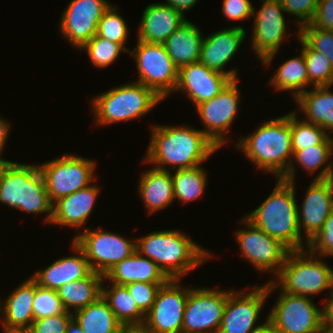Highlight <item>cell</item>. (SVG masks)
I'll list each match as a JSON object with an SVG mask.
<instances>
[{"mask_svg": "<svg viewBox=\"0 0 333 333\" xmlns=\"http://www.w3.org/2000/svg\"><path fill=\"white\" fill-rule=\"evenodd\" d=\"M228 290L190 288L184 308L182 333H218Z\"/></svg>", "mask_w": 333, "mask_h": 333, "instance_id": "15", "label": "cell"}, {"mask_svg": "<svg viewBox=\"0 0 333 333\" xmlns=\"http://www.w3.org/2000/svg\"><path fill=\"white\" fill-rule=\"evenodd\" d=\"M277 180L273 192L244 217L270 237L278 240L289 251L307 249L308 243H304L298 224L296 181L288 182L281 178Z\"/></svg>", "mask_w": 333, "mask_h": 333, "instance_id": "3", "label": "cell"}, {"mask_svg": "<svg viewBox=\"0 0 333 333\" xmlns=\"http://www.w3.org/2000/svg\"><path fill=\"white\" fill-rule=\"evenodd\" d=\"M73 317L85 333H118L123 327L103 296L85 308L75 311Z\"/></svg>", "mask_w": 333, "mask_h": 333, "instance_id": "33", "label": "cell"}, {"mask_svg": "<svg viewBox=\"0 0 333 333\" xmlns=\"http://www.w3.org/2000/svg\"><path fill=\"white\" fill-rule=\"evenodd\" d=\"M260 10L253 8V34L251 49L262 65L267 68L274 60L287 34L285 11L279 0H261ZM257 11V12H255Z\"/></svg>", "mask_w": 333, "mask_h": 333, "instance_id": "13", "label": "cell"}, {"mask_svg": "<svg viewBox=\"0 0 333 333\" xmlns=\"http://www.w3.org/2000/svg\"><path fill=\"white\" fill-rule=\"evenodd\" d=\"M3 331L4 333H35L31 327L11 328Z\"/></svg>", "mask_w": 333, "mask_h": 333, "instance_id": "53", "label": "cell"}, {"mask_svg": "<svg viewBox=\"0 0 333 333\" xmlns=\"http://www.w3.org/2000/svg\"><path fill=\"white\" fill-rule=\"evenodd\" d=\"M128 54L136 61L138 83L152 89L163 100L174 93L178 67L162 43H147L137 39V46Z\"/></svg>", "mask_w": 333, "mask_h": 333, "instance_id": "11", "label": "cell"}, {"mask_svg": "<svg viewBox=\"0 0 333 333\" xmlns=\"http://www.w3.org/2000/svg\"><path fill=\"white\" fill-rule=\"evenodd\" d=\"M0 203L32 215L46 213L43 221L51 224L53 203L38 165L0 162Z\"/></svg>", "mask_w": 333, "mask_h": 333, "instance_id": "5", "label": "cell"}, {"mask_svg": "<svg viewBox=\"0 0 333 333\" xmlns=\"http://www.w3.org/2000/svg\"><path fill=\"white\" fill-rule=\"evenodd\" d=\"M298 40L302 43L300 49L303 52L308 74V85L312 87L332 86L333 85V67L328 58L313 50L299 35Z\"/></svg>", "mask_w": 333, "mask_h": 333, "instance_id": "37", "label": "cell"}, {"mask_svg": "<svg viewBox=\"0 0 333 333\" xmlns=\"http://www.w3.org/2000/svg\"><path fill=\"white\" fill-rule=\"evenodd\" d=\"M80 51H87L90 62L97 68H107L117 60L122 52L127 50L118 43L111 42L95 34Z\"/></svg>", "mask_w": 333, "mask_h": 333, "instance_id": "38", "label": "cell"}, {"mask_svg": "<svg viewBox=\"0 0 333 333\" xmlns=\"http://www.w3.org/2000/svg\"><path fill=\"white\" fill-rule=\"evenodd\" d=\"M100 188L96 184L59 198L53 203L51 223L78 230L87 223L95 206Z\"/></svg>", "mask_w": 333, "mask_h": 333, "instance_id": "22", "label": "cell"}, {"mask_svg": "<svg viewBox=\"0 0 333 333\" xmlns=\"http://www.w3.org/2000/svg\"><path fill=\"white\" fill-rule=\"evenodd\" d=\"M187 18L166 3H153L144 9L137 39L147 43H164Z\"/></svg>", "mask_w": 333, "mask_h": 333, "instance_id": "24", "label": "cell"}, {"mask_svg": "<svg viewBox=\"0 0 333 333\" xmlns=\"http://www.w3.org/2000/svg\"><path fill=\"white\" fill-rule=\"evenodd\" d=\"M235 149L261 171L282 178L293 158L290 112L264 121L252 135L238 138Z\"/></svg>", "mask_w": 333, "mask_h": 333, "instance_id": "4", "label": "cell"}, {"mask_svg": "<svg viewBox=\"0 0 333 333\" xmlns=\"http://www.w3.org/2000/svg\"><path fill=\"white\" fill-rule=\"evenodd\" d=\"M313 27L333 31V0H320L313 20Z\"/></svg>", "mask_w": 333, "mask_h": 333, "instance_id": "47", "label": "cell"}, {"mask_svg": "<svg viewBox=\"0 0 333 333\" xmlns=\"http://www.w3.org/2000/svg\"><path fill=\"white\" fill-rule=\"evenodd\" d=\"M323 322L326 333H333V290L329 292L328 299L323 301Z\"/></svg>", "mask_w": 333, "mask_h": 333, "instance_id": "48", "label": "cell"}, {"mask_svg": "<svg viewBox=\"0 0 333 333\" xmlns=\"http://www.w3.org/2000/svg\"><path fill=\"white\" fill-rule=\"evenodd\" d=\"M104 280L127 285L133 282L166 283L169 278L157 263L135 251L131 256L111 267L104 275Z\"/></svg>", "mask_w": 333, "mask_h": 333, "instance_id": "26", "label": "cell"}, {"mask_svg": "<svg viewBox=\"0 0 333 333\" xmlns=\"http://www.w3.org/2000/svg\"><path fill=\"white\" fill-rule=\"evenodd\" d=\"M253 8L250 0H223L221 12L229 21H246L253 16Z\"/></svg>", "mask_w": 333, "mask_h": 333, "instance_id": "46", "label": "cell"}, {"mask_svg": "<svg viewBox=\"0 0 333 333\" xmlns=\"http://www.w3.org/2000/svg\"><path fill=\"white\" fill-rule=\"evenodd\" d=\"M96 164L90 158L67 153L38 165L51 202L91 185Z\"/></svg>", "mask_w": 333, "mask_h": 333, "instance_id": "9", "label": "cell"}, {"mask_svg": "<svg viewBox=\"0 0 333 333\" xmlns=\"http://www.w3.org/2000/svg\"><path fill=\"white\" fill-rule=\"evenodd\" d=\"M118 333H148L143 326L122 327Z\"/></svg>", "mask_w": 333, "mask_h": 333, "instance_id": "52", "label": "cell"}, {"mask_svg": "<svg viewBox=\"0 0 333 333\" xmlns=\"http://www.w3.org/2000/svg\"><path fill=\"white\" fill-rule=\"evenodd\" d=\"M299 36L313 50L324 54L333 67V31L322 30L307 24L299 29Z\"/></svg>", "mask_w": 333, "mask_h": 333, "instance_id": "41", "label": "cell"}, {"mask_svg": "<svg viewBox=\"0 0 333 333\" xmlns=\"http://www.w3.org/2000/svg\"><path fill=\"white\" fill-rule=\"evenodd\" d=\"M307 249L323 258L333 256V211L327 217L321 230L308 242Z\"/></svg>", "mask_w": 333, "mask_h": 333, "instance_id": "43", "label": "cell"}, {"mask_svg": "<svg viewBox=\"0 0 333 333\" xmlns=\"http://www.w3.org/2000/svg\"><path fill=\"white\" fill-rule=\"evenodd\" d=\"M73 314L65 311L62 314L34 320L31 328L35 333H66V327Z\"/></svg>", "mask_w": 333, "mask_h": 333, "instance_id": "45", "label": "cell"}, {"mask_svg": "<svg viewBox=\"0 0 333 333\" xmlns=\"http://www.w3.org/2000/svg\"><path fill=\"white\" fill-rule=\"evenodd\" d=\"M164 284L165 283L133 282L125 286L138 308L146 315L155 301L159 288Z\"/></svg>", "mask_w": 333, "mask_h": 333, "instance_id": "44", "label": "cell"}, {"mask_svg": "<svg viewBox=\"0 0 333 333\" xmlns=\"http://www.w3.org/2000/svg\"><path fill=\"white\" fill-rule=\"evenodd\" d=\"M285 13L288 15H294L297 19V32L299 35V29L302 26L310 24L314 18L317 4L320 0H279Z\"/></svg>", "mask_w": 333, "mask_h": 333, "instance_id": "42", "label": "cell"}, {"mask_svg": "<svg viewBox=\"0 0 333 333\" xmlns=\"http://www.w3.org/2000/svg\"><path fill=\"white\" fill-rule=\"evenodd\" d=\"M103 279L104 275L91 271L86 277L59 287L56 291L65 311L73 314L95 302L102 296Z\"/></svg>", "mask_w": 333, "mask_h": 333, "instance_id": "30", "label": "cell"}, {"mask_svg": "<svg viewBox=\"0 0 333 333\" xmlns=\"http://www.w3.org/2000/svg\"><path fill=\"white\" fill-rule=\"evenodd\" d=\"M238 80H231L216 97L196 106V111L204 125V129L201 130L219 149L229 142L226 133L229 132L240 111L242 93L238 88Z\"/></svg>", "mask_w": 333, "mask_h": 333, "instance_id": "16", "label": "cell"}, {"mask_svg": "<svg viewBox=\"0 0 333 333\" xmlns=\"http://www.w3.org/2000/svg\"><path fill=\"white\" fill-rule=\"evenodd\" d=\"M35 291L36 281L29 277L9 294L5 302L0 300V304L3 303L0 305L2 330L32 326Z\"/></svg>", "mask_w": 333, "mask_h": 333, "instance_id": "25", "label": "cell"}, {"mask_svg": "<svg viewBox=\"0 0 333 333\" xmlns=\"http://www.w3.org/2000/svg\"><path fill=\"white\" fill-rule=\"evenodd\" d=\"M197 2L199 0H165L164 3L180 11L185 16V12L193 8Z\"/></svg>", "mask_w": 333, "mask_h": 333, "instance_id": "50", "label": "cell"}, {"mask_svg": "<svg viewBox=\"0 0 333 333\" xmlns=\"http://www.w3.org/2000/svg\"><path fill=\"white\" fill-rule=\"evenodd\" d=\"M173 173L171 171L175 200L184 204L202 197L208 185L206 168L199 165L190 169H177Z\"/></svg>", "mask_w": 333, "mask_h": 333, "instance_id": "35", "label": "cell"}, {"mask_svg": "<svg viewBox=\"0 0 333 333\" xmlns=\"http://www.w3.org/2000/svg\"><path fill=\"white\" fill-rule=\"evenodd\" d=\"M71 244L72 252L76 255L59 258L31 275L39 287L57 290L67 282L86 277L92 271L84 252L73 241Z\"/></svg>", "mask_w": 333, "mask_h": 333, "instance_id": "23", "label": "cell"}, {"mask_svg": "<svg viewBox=\"0 0 333 333\" xmlns=\"http://www.w3.org/2000/svg\"><path fill=\"white\" fill-rule=\"evenodd\" d=\"M306 191L302 205L297 206V211L301 235L304 232L305 243H308L321 230L333 211V178L313 179Z\"/></svg>", "mask_w": 333, "mask_h": 333, "instance_id": "20", "label": "cell"}, {"mask_svg": "<svg viewBox=\"0 0 333 333\" xmlns=\"http://www.w3.org/2000/svg\"><path fill=\"white\" fill-rule=\"evenodd\" d=\"M330 87H312L295 99L298 109L305 114L303 120L321 126L327 133H333V91Z\"/></svg>", "mask_w": 333, "mask_h": 333, "instance_id": "29", "label": "cell"}, {"mask_svg": "<svg viewBox=\"0 0 333 333\" xmlns=\"http://www.w3.org/2000/svg\"><path fill=\"white\" fill-rule=\"evenodd\" d=\"M201 30L186 19L163 43L178 69L199 62L203 41Z\"/></svg>", "mask_w": 333, "mask_h": 333, "instance_id": "28", "label": "cell"}, {"mask_svg": "<svg viewBox=\"0 0 333 333\" xmlns=\"http://www.w3.org/2000/svg\"><path fill=\"white\" fill-rule=\"evenodd\" d=\"M135 240L136 251L157 263L169 279H181L212 257L178 229L154 231Z\"/></svg>", "mask_w": 333, "mask_h": 333, "instance_id": "2", "label": "cell"}, {"mask_svg": "<svg viewBox=\"0 0 333 333\" xmlns=\"http://www.w3.org/2000/svg\"><path fill=\"white\" fill-rule=\"evenodd\" d=\"M298 109L290 112L293 154L318 144H333V138L321 126L298 119Z\"/></svg>", "mask_w": 333, "mask_h": 333, "instance_id": "36", "label": "cell"}, {"mask_svg": "<svg viewBox=\"0 0 333 333\" xmlns=\"http://www.w3.org/2000/svg\"><path fill=\"white\" fill-rule=\"evenodd\" d=\"M65 312L56 290L39 287L36 283L35 297L33 300L34 320L50 317Z\"/></svg>", "mask_w": 333, "mask_h": 333, "instance_id": "40", "label": "cell"}, {"mask_svg": "<svg viewBox=\"0 0 333 333\" xmlns=\"http://www.w3.org/2000/svg\"><path fill=\"white\" fill-rule=\"evenodd\" d=\"M278 289V300L267 315L268 326L278 333H326L323 308L315 305L314 298Z\"/></svg>", "mask_w": 333, "mask_h": 333, "instance_id": "10", "label": "cell"}, {"mask_svg": "<svg viewBox=\"0 0 333 333\" xmlns=\"http://www.w3.org/2000/svg\"><path fill=\"white\" fill-rule=\"evenodd\" d=\"M150 136L143 161L164 171L197 167L219 149L201 129L190 126L154 124Z\"/></svg>", "mask_w": 333, "mask_h": 333, "instance_id": "1", "label": "cell"}, {"mask_svg": "<svg viewBox=\"0 0 333 333\" xmlns=\"http://www.w3.org/2000/svg\"><path fill=\"white\" fill-rule=\"evenodd\" d=\"M102 282V296L108 302L117 321L123 326H143L145 314L138 308L125 285L110 283V287Z\"/></svg>", "mask_w": 333, "mask_h": 333, "instance_id": "32", "label": "cell"}, {"mask_svg": "<svg viewBox=\"0 0 333 333\" xmlns=\"http://www.w3.org/2000/svg\"><path fill=\"white\" fill-rule=\"evenodd\" d=\"M117 8L111 5L99 21L97 35L111 42L121 44L127 52L129 48L125 47L128 39L129 29L126 21L121 17Z\"/></svg>", "mask_w": 333, "mask_h": 333, "instance_id": "39", "label": "cell"}, {"mask_svg": "<svg viewBox=\"0 0 333 333\" xmlns=\"http://www.w3.org/2000/svg\"><path fill=\"white\" fill-rule=\"evenodd\" d=\"M246 34L247 31L241 25L223 28L209 34L203 38L199 62L209 69L228 76L231 80L238 79L237 68L227 70L225 67L238 53Z\"/></svg>", "mask_w": 333, "mask_h": 333, "instance_id": "19", "label": "cell"}, {"mask_svg": "<svg viewBox=\"0 0 333 333\" xmlns=\"http://www.w3.org/2000/svg\"><path fill=\"white\" fill-rule=\"evenodd\" d=\"M230 81L228 76L209 69L201 62H196L179 68L174 91L186 93L185 97L197 106L216 97Z\"/></svg>", "mask_w": 333, "mask_h": 333, "instance_id": "21", "label": "cell"}, {"mask_svg": "<svg viewBox=\"0 0 333 333\" xmlns=\"http://www.w3.org/2000/svg\"><path fill=\"white\" fill-rule=\"evenodd\" d=\"M141 173L138 192L148 214L169 207L175 200L171 171L152 167Z\"/></svg>", "mask_w": 333, "mask_h": 333, "instance_id": "27", "label": "cell"}, {"mask_svg": "<svg viewBox=\"0 0 333 333\" xmlns=\"http://www.w3.org/2000/svg\"><path fill=\"white\" fill-rule=\"evenodd\" d=\"M258 333H266V327Z\"/></svg>", "mask_w": 333, "mask_h": 333, "instance_id": "55", "label": "cell"}, {"mask_svg": "<svg viewBox=\"0 0 333 333\" xmlns=\"http://www.w3.org/2000/svg\"><path fill=\"white\" fill-rule=\"evenodd\" d=\"M333 154V144H318L313 147L297 150L293 154V158L287 173L281 178L288 182L295 181L296 165L303 168L309 175L322 168L314 180H326L333 178V163L330 157ZM294 160V161H293ZM329 160V161H328ZM324 167V168H323Z\"/></svg>", "mask_w": 333, "mask_h": 333, "instance_id": "31", "label": "cell"}, {"mask_svg": "<svg viewBox=\"0 0 333 333\" xmlns=\"http://www.w3.org/2000/svg\"><path fill=\"white\" fill-rule=\"evenodd\" d=\"M243 228L234 232L241 251V257L254 266L261 273L274 274L276 277L284 264L289 250L278 240L270 237L266 232L254 226L245 217L240 220ZM272 271V272H271Z\"/></svg>", "mask_w": 333, "mask_h": 333, "instance_id": "14", "label": "cell"}, {"mask_svg": "<svg viewBox=\"0 0 333 333\" xmlns=\"http://www.w3.org/2000/svg\"><path fill=\"white\" fill-rule=\"evenodd\" d=\"M275 289L277 286L272 280L252 287L250 292L229 289L218 333H258L263 330L268 325V317L262 324L257 322L268 296Z\"/></svg>", "mask_w": 333, "mask_h": 333, "instance_id": "8", "label": "cell"}, {"mask_svg": "<svg viewBox=\"0 0 333 333\" xmlns=\"http://www.w3.org/2000/svg\"><path fill=\"white\" fill-rule=\"evenodd\" d=\"M271 77L270 84L274 91L292 92V97L296 99L308 87V74L306 61L301 51L299 55L287 59L282 63Z\"/></svg>", "mask_w": 333, "mask_h": 333, "instance_id": "34", "label": "cell"}, {"mask_svg": "<svg viewBox=\"0 0 333 333\" xmlns=\"http://www.w3.org/2000/svg\"><path fill=\"white\" fill-rule=\"evenodd\" d=\"M66 333H85L80 324L72 317L66 327Z\"/></svg>", "mask_w": 333, "mask_h": 333, "instance_id": "51", "label": "cell"}, {"mask_svg": "<svg viewBox=\"0 0 333 333\" xmlns=\"http://www.w3.org/2000/svg\"><path fill=\"white\" fill-rule=\"evenodd\" d=\"M91 100L95 125L106 126L139 119L163 99L147 86L132 81L110 88Z\"/></svg>", "mask_w": 333, "mask_h": 333, "instance_id": "6", "label": "cell"}, {"mask_svg": "<svg viewBox=\"0 0 333 333\" xmlns=\"http://www.w3.org/2000/svg\"><path fill=\"white\" fill-rule=\"evenodd\" d=\"M266 333H278L276 331H274L270 326H266Z\"/></svg>", "mask_w": 333, "mask_h": 333, "instance_id": "54", "label": "cell"}, {"mask_svg": "<svg viewBox=\"0 0 333 333\" xmlns=\"http://www.w3.org/2000/svg\"><path fill=\"white\" fill-rule=\"evenodd\" d=\"M320 258V259H319ZM308 249L289 251L279 274L271 280L282 291L297 296L333 290V268ZM276 280H275V279Z\"/></svg>", "mask_w": 333, "mask_h": 333, "instance_id": "7", "label": "cell"}, {"mask_svg": "<svg viewBox=\"0 0 333 333\" xmlns=\"http://www.w3.org/2000/svg\"><path fill=\"white\" fill-rule=\"evenodd\" d=\"M72 241L84 252L91 270L102 275L136 251V240L99 228H86Z\"/></svg>", "mask_w": 333, "mask_h": 333, "instance_id": "12", "label": "cell"}, {"mask_svg": "<svg viewBox=\"0 0 333 333\" xmlns=\"http://www.w3.org/2000/svg\"><path fill=\"white\" fill-rule=\"evenodd\" d=\"M59 21L61 35L80 49L95 34L103 13L112 5L107 0H71Z\"/></svg>", "mask_w": 333, "mask_h": 333, "instance_id": "18", "label": "cell"}, {"mask_svg": "<svg viewBox=\"0 0 333 333\" xmlns=\"http://www.w3.org/2000/svg\"><path fill=\"white\" fill-rule=\"evenodd\" d=\"M189 287L181 286L180 279H169L159 288L143 327L148 333H182L184 308Z\"/></svg>", "mask_w": 333, "mask_h": 333, "instance_id": "17", "label": "cell"}, {"mask_svg": "<svg viewBox=\"0 0 333 333\" xmlns=\"http://www.w3.org/2000/svg\"><path fill=\"white\" fill-rule=\"evenodd\" d=\"M10 123L6 121V119L0 116V156L2 155L4 151V147L7 143V140L9 139V132H10ZM8 161L6 159H2L0 157V162Z\"/></svg>", "mask_w": 333, "mask_h": 333, "instance_id": "49", "label": "cell"}]
</instances>
